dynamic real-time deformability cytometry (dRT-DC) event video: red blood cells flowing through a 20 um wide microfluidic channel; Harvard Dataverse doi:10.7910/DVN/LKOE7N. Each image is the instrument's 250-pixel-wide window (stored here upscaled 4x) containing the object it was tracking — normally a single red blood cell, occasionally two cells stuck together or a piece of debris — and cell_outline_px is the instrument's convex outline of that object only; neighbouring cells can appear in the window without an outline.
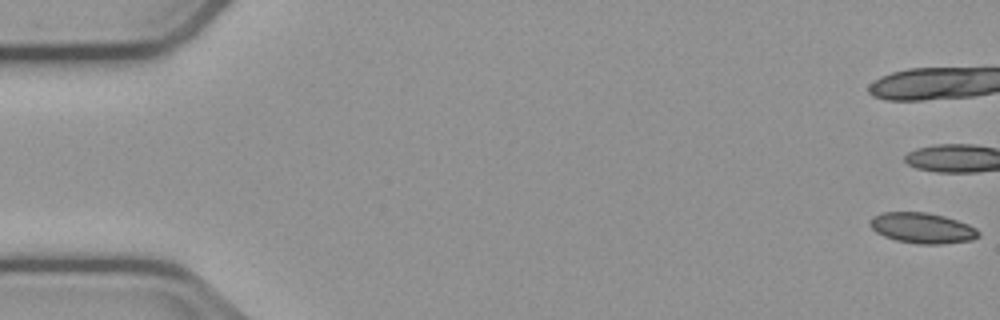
{"species": "common noctule bat (a hibernating species)", "species_latin": "Nyctalus noctula", "temperature_condition": "cold", "stored_images_in_passage": 21, "camera_frame_rate_fps": 3000, "um_per_image_px": 0.085, "animal": {"sex": "male", "body_mass_g": 23.1, "forearm_length_mm": 52.7}, "frame": {"image": 1, "passage_image": 1, "time_ms": 0.0, "image_size_px": [1000, 320], "cell_outline_px": [[980, 236], [972, 240], [944, 244], [916, 244], [896, 240], [884, 236], [876, 232], [868, 224], [868, 220], [872, 216], [884, 212], [928, 212], [944, 216], [968, 224], [976, 228], [980, 232]], "centroid_in_image_um": [78.39, 19.38], "position_along_channel_um": 6.6, "area_um2": 19.54}}